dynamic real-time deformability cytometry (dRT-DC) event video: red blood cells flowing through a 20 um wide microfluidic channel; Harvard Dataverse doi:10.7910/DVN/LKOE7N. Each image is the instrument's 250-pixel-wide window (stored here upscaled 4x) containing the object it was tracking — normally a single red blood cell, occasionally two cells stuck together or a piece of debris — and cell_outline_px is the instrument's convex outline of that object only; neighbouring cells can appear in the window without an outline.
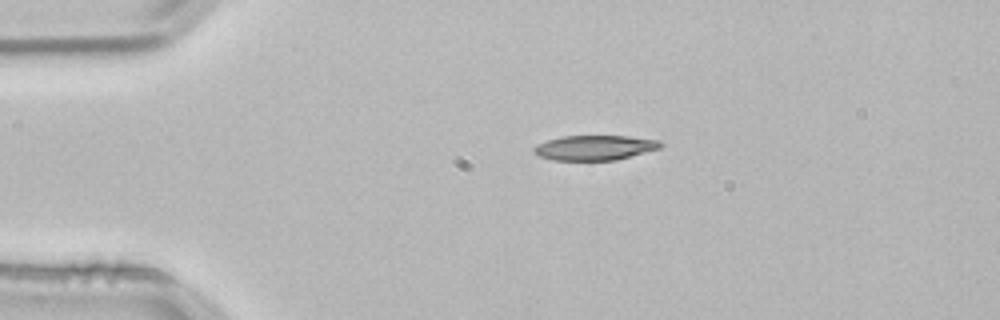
{"species": "common noctule bat (a hibernating species)", "species_latin": "Nyctalus noctula", "temperature_condition": "room temperature", "stored_images_in_passage": 2, "camera_frame_rate_fps": 3000, "um_per_image_px": 0.085, "animal": {"sex": "male", "body_mass_g": 21.5, "forearm_length_mm": 52.0}, "frame": {"image": 1, "passage_image": 1, "time_ms": 0.0, "image_size_px": [1000, 320], "cell_outline_px": [[664, 144], [660, 148], [616, 160], [552, 160], [540, 156], [532, 152], [532, 148], [536, 144], [548, 140], [564, 136], [628, 136], [660, 140]], "centroid_in_image_um": [50.54, 12.55], "position_along_channel_um": 34.5, "area_um2": 18.38}}